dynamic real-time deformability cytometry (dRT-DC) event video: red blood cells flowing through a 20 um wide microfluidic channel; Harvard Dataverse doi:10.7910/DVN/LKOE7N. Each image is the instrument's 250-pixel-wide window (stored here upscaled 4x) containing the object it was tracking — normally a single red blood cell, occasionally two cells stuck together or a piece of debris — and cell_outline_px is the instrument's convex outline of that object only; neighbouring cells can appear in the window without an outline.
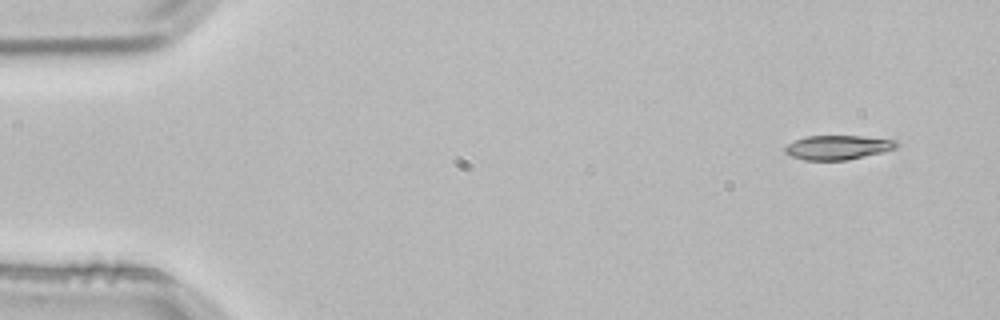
{"species": "common noctule bat (a hibernating species)", "species_latin": "Nyctalus noctula", "temperature_condition": "room temperature", "stored_images_in_passage": 3, "camera_frame_rate_fps": 3000, "um_per_image_px": 0.085, "animal": {"sex": "male", "body_mass_g": 21.5, "forearm_length_mm": 52.0}, "frame": {"image": 1, "passage_image": 1, "time_ms": 0.0, "image_size_px": [1000, 320], "cell_outline_px": [[900, 144], [896, 148], [884, 152], [848, 160], [804, 160], [792, 156], [784, 152], [784, 148], [788, 144], [796, 140], [808, 136], [860, 136], [896, 140]], "centroid_in_image_um": [71.25, 12.53], "position_along_channel_um": 13.8, "area_um2": 15.78}}
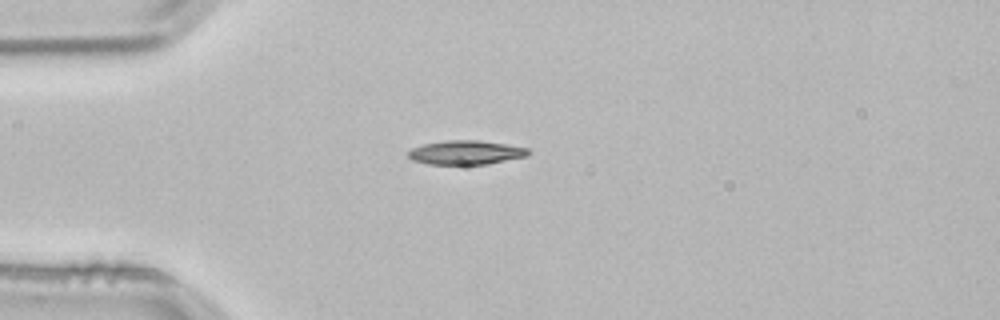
{"frame": {"image": 2, "passage_image": 3, "time_ms": 0.667, "image_size_px": [1000, 320], "cell_outline_px": [[532, 152], [528, 156], [484, 164], [428, 164], [412, 160], [408, 156], [408, 152], [412, 148], [424, 144], [448, 140], [480, 140], [528, 148]], "centroid_in_image_um": [39.61, 12.96], "position_along_channel_um": 45.4, "area_um2": 16.7}}